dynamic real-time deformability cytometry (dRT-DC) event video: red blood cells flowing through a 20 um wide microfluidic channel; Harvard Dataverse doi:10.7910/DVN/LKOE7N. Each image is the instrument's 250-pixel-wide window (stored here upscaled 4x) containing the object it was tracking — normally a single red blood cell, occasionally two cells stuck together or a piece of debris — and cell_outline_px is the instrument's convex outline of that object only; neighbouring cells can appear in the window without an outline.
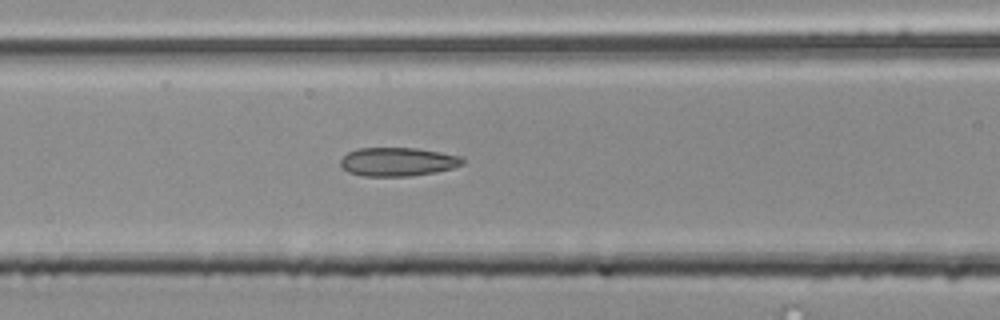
{"species": "common noctule bat (a hibernating species)", "species_latin": "Nyctalus noctula", "temperature_condition": "room temperature", "stored_images_in_passage": 5, "camera_frame_rate_fps": 3000, "um_per_image_px": 0.085, "animal": {"sex": "male", "body_mass_g": 20.4}, "frame": {"image": 1, "passage_image": 5, "time_ms": 1.333, "image_size_px": [1000, 320], "cell_outline_px": [[464, 164], [452, 168], [436, 172], [412, 176], [364, 176], [348, 172], [340, 164], [340, 160], [348, 152], [356, 148], [416, 148], [440, 152], [460, 156], [464, 160]], "centroid_in_image_um": [33.81, 13.75], "position_along_channel_um": 132.8, "area_um2": 20.4}}